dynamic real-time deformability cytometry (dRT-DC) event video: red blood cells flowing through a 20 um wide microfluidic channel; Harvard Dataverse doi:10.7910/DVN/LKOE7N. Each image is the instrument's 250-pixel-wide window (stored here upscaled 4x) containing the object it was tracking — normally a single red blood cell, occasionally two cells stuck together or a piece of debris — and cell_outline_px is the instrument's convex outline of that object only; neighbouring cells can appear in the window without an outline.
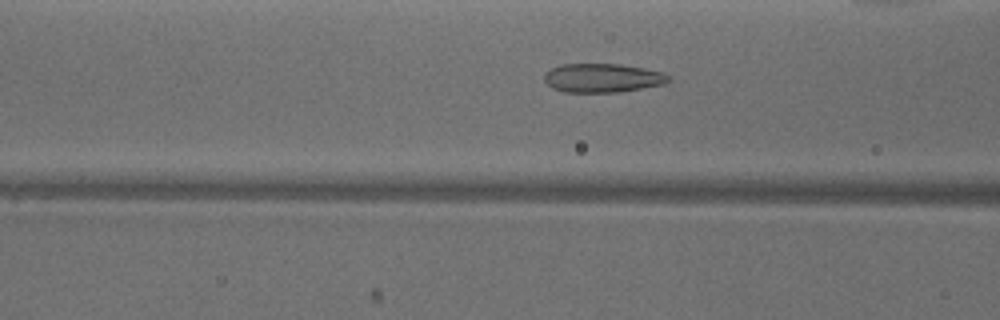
{"species": "common noctule bat (a hibernating species)", "species_latin": "Nyctalus noctula", "temperature_condition": "warm", "stored_images_in_passage": 21, "camera_frame_rate_fps": 3000, "um_per_image_px": 0.085, "animal": {"sex": "male", "body_mass_g": 18.8}, "frame": {"image": 1, "passage_image": 18, "time_ms": 5.667, "image_size_px": [1000, 320], "cell_outline_px": [[672, 80], [664, 84], [620, 92], [564, 92], [552, 88], [544, 80], [544, 72], [560, 64], [620, 64], [644, 68], [660, 72], [668, 76]], "centroid_in_image_um": [51.19, 6.63], "position_along_channel_um": 115.4, "area_um2": 20.92}}
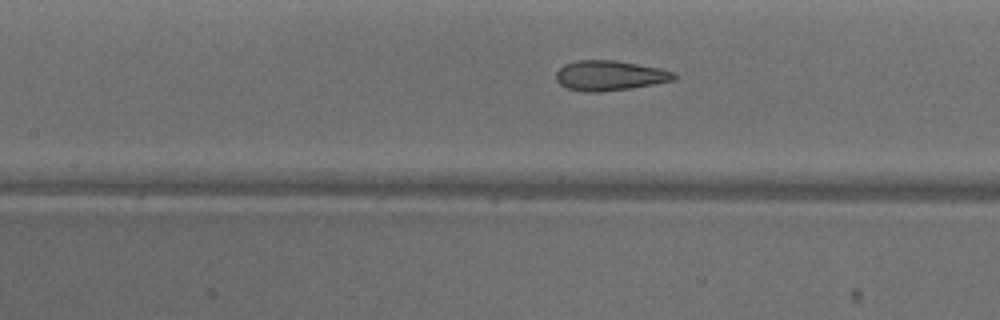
{"frame": {"image": 2, "passage_image": 21, "time_ms": 6.667, "image_size_px": [1000, 320], "cell_outline_px": [[676, 76], [672, 80], [632, 88], [600, 92], [584, 92], [568, 88], [560, 84], [556, 80], [556, 72], [564, 64], [576, 60], [616, 60], [660, 68], [676, 72]], "centroid_in_image_um": [51.8, 6.42], "position_along_channel_um": 155.6, "area_um2": 20.63}}